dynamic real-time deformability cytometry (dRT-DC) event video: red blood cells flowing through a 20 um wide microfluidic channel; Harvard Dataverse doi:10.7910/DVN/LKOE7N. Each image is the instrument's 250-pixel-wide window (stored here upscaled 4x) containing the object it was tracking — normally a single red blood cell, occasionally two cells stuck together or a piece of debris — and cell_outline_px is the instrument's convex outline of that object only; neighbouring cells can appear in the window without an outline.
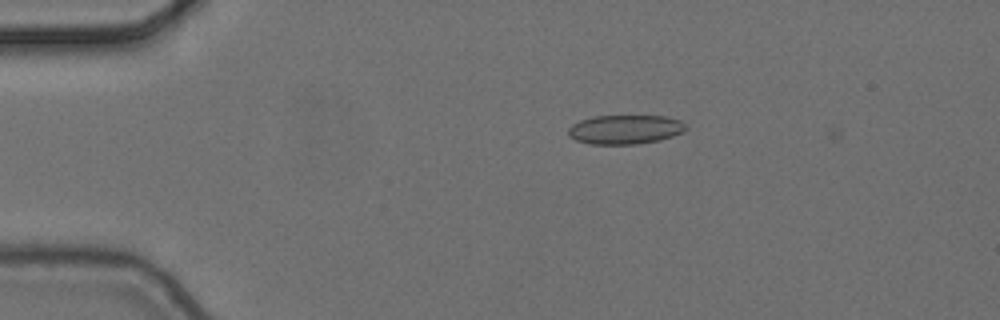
{"species": "common noctule bat (a hibernating species)", "species_latin": "Nyctalus noctula", "temperature_condition": "cold", "stored_images_in_passage": 11, "camera_frame_rate_fps": 3000, "um_per_image_px": 0.085, "animal": {"sex": "female", "body_mass_g": 24.6, "forearm_length_mm": 56.2}, "frame": {"image": 1, "passage_image": 3, "time_ms": 0.667, "image_size_px": [1000, 320], "cell_outline_px": [[688, 128], [684, 132], [660, 140], [636, 144], [592, 144], [576, 140], [568, 136], [568, 128], [572, 124], [580, 120], [592, 116], [668, 116], [680, 120]], "centroid_in_image_um": [53.14, 11.0], "position_along_channel_um": 31.9, "area_um2": 20.11}}
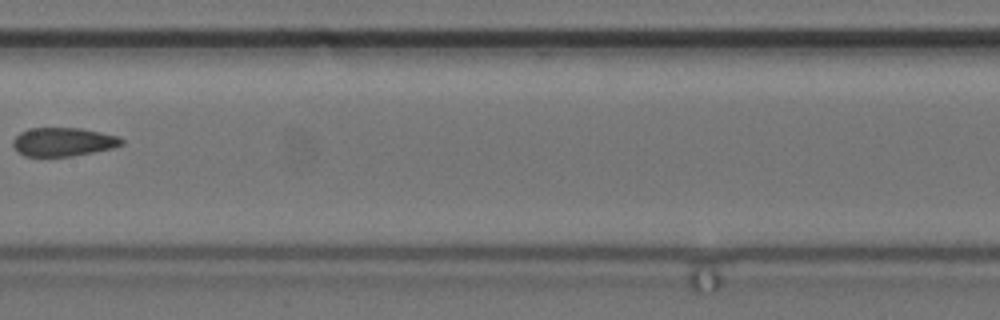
{"frame": {"image": 2, "passage_image": 8, "time_ms": 2.333, "image_size_px": [1000, 320], "cell_outline_px": [[124, 144], [112, 148], [72, 156], [24, 156], [12, 144], [12, 140], [20, 132], [28, 128], [80, 128], [120, 136], [124, 140]], "centroid_in_image_um": [5.39, 12.05], "position_along_channel_um": 202.0, "area_um2": 18.09}}
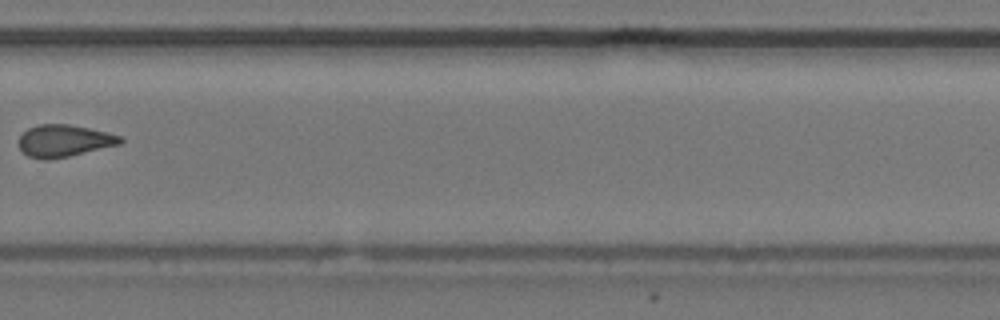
{"frame": {"image": 3, "passage_image": 11, "time_ms": 3.333, "image_size_px": [1000, 320], "cell_outline_px": [[124, 140], [120, 144], [68, 156], [48, 160], [44, 160], [28, 156], [20, 148], [20, 136], [28, 128], [36, 124], [68, 124], [88, 128], [120, 136]], "centroid_in_image_um": [5.42, 11.96], "position_along_channel_um": 324.4, "area_um2": 18.67}}